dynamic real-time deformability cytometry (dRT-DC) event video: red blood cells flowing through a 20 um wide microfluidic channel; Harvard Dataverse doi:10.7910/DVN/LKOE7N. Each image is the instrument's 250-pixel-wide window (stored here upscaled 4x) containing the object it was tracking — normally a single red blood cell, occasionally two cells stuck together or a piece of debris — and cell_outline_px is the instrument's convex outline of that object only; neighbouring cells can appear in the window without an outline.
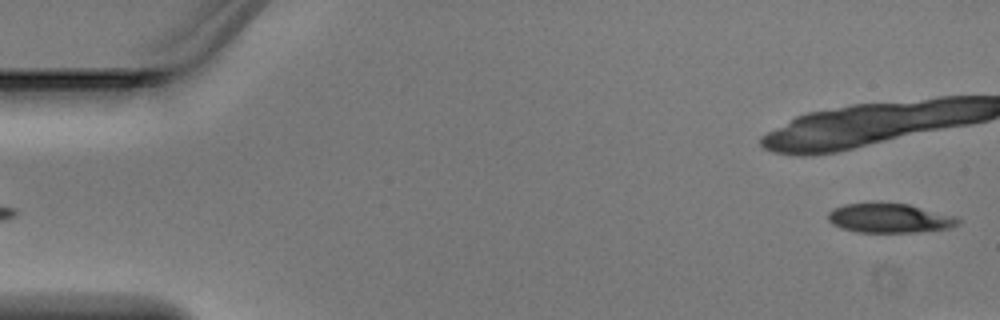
{"species": "Egyptian fruit bat (a non-hibernating species)", "species_latin": "Rousettus aegyptiacus", "temperature_condition": "warm", "stored_images_in_passage": 2, "segment_of_instrument_passage": [2, 2], "camera_frame_rate_fps": 3000, "um_per_image_px": 0.085, "animal": {"sex": "male"}, "frame": {"image": 1, "passage_image": 2, "time_ms": 0.333, "image_size_px": [1000, 320], "cell_outline_px": [[960, 224], [948, 228], [916, 232], [856, 232], [832, 224], [828, 220], [828, 212], [844, 204], [872, 200], [880, 200], [908, 204], [956, 216], [960, 220]], "centroid_in_image_um": [75.59, 18.5], "position_along_channel_um": 9.4, "area_um2": 22.83}}